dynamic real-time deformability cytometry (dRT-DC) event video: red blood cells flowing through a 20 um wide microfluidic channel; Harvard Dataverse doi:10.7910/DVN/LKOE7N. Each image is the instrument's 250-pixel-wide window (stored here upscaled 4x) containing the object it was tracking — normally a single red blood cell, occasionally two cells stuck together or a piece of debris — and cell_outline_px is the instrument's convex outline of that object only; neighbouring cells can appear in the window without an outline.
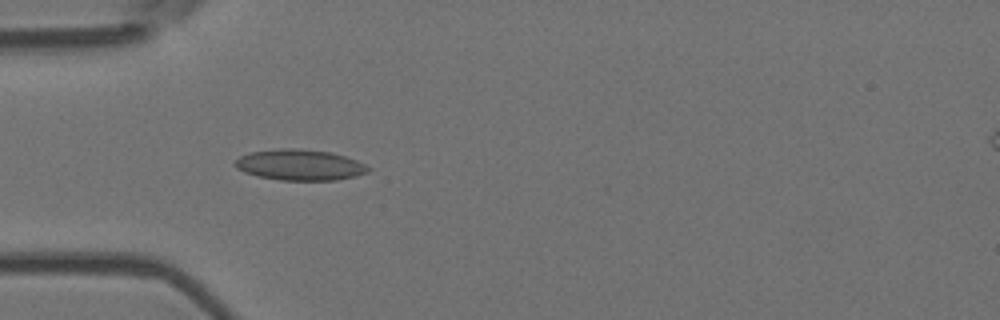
{"species": "Egyptian fruit bat (a non-hibernating species)", "species_latin": "Rousettus aegyptiacus", "temperature_condition": "room temperature", "stored_images_in_passage": 5, "camera_frame_rate_fps": 3000, "um_per_image_px": 0.085, "animal": {"sex": "female"}, "frame": {"image": 1, "passage_image": 4, "time_ms": 1.0, "image_size_px": [1000, 320], "cell_outline_px": [[372, 168], [368, 172], [356, 176], [336, 180], [280, 180], [256, 176], [244, 172], [236, 168], [232, 164], [240, 156], [248, 152], [280, 148], [300, 148], [332, 152], [356, 160]], "centroid_in_image_um": [25.46, 14.01], "position_along_channel_um": 59.5, "area_um2": 24.22}}
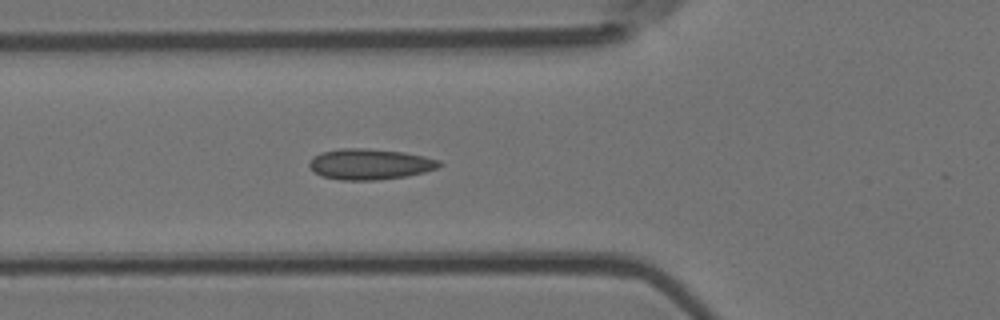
{"frame": {"image": 2, "passage_image": 5, "time_ms": 1.333, "image_size_px": [1000, 320], "cell_outline_px": [[444, 164], [436, 168], [424, 172], [404, 176], [376, 180], [340, 180], [324, 176], [316, 172], [308, 164], [312, 156], [320, 152], [340, 148], [368, 148], [404, 152], [424, 156], [440, 160]], "centroid_in_image_um": [31.44, 13.94], "position_along_channel_um": 94.4, "area_um2": 23.29}}